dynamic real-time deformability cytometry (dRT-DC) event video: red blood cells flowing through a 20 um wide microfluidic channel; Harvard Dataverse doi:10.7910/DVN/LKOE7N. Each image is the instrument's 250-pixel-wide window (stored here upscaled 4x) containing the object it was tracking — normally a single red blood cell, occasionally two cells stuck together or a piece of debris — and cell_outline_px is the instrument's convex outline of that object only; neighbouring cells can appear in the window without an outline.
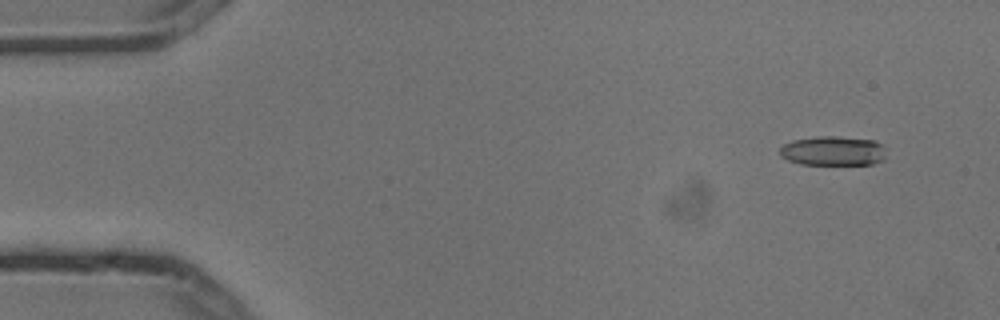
{"species": "common noctule bat (a hibernating species)", "species_latin": "Nyctalus noctula", "temperature_condition": "cold", "stored_images_in_passage": 8, "camera_frame_rate_fps": 3000, "um_per_image_px": 0.085, "animal": {"sex": "male", "body_mass_g": 13.3}, "frame": {"image": 1, "passage_image": 2, "time_ms": 0.333, "image_size_px": [1000, 320], "cell_outline_px": [[884, 160], [872, 164], [800, 164], [788, 160], [780, 156], [780, 148], [784, 144], [792, 140], [820, 136], [836, 136], [872, 140], [880, 144], [884, 148]], "centroid_in_image_um": [70.78, 12.83], "position_along_channel_um": 14.2, "area_um2": 18.15}}
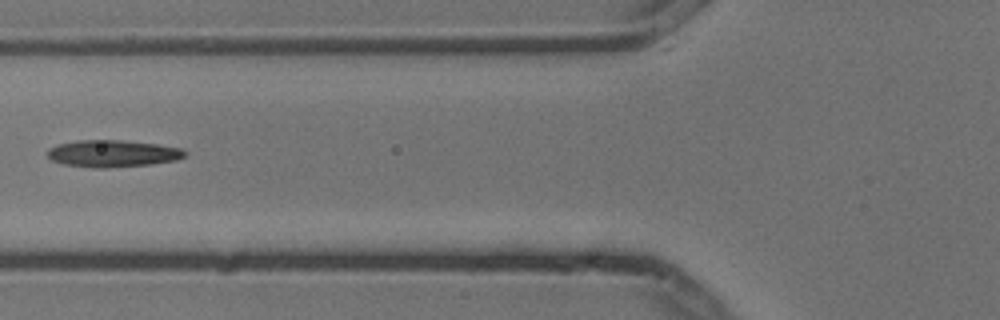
{"frame": {"image": 2, "passage_image": 7, "time_ms": 2.0, "image_size_px": [1000, 320], "cell_outline_px": [[188, 152], [184, 156], [176, 160], [148, 164], [108, 168], [92, 168], [64, 164], [52, 160], [48, 156], [48, 148], [60, 144], [76, 140], [120, 140], [156, 144], [180, 148]], "centroid_in_image_um": [9.56, 13.05], "position_along_channel_um": 116.2, "area_um2": 21.44}}
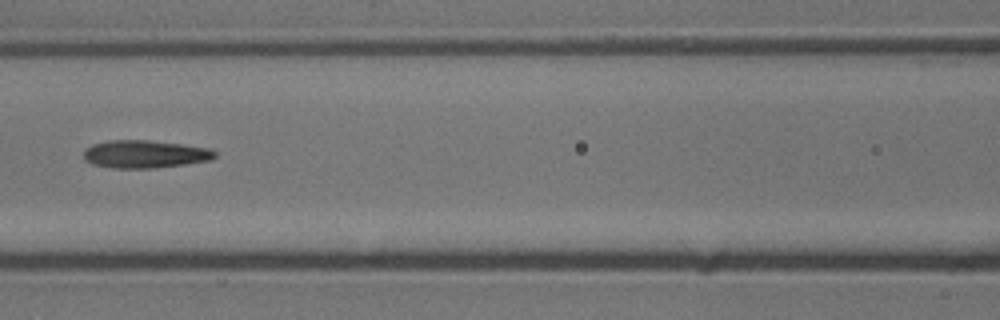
{"frame": {"image": 3, "passage_image": 8, "time_ms": 2.333, "image_size_px": [1000, 320], "cell_outline_px": [[216, 156], [212, 160], [184, 164], [152, 168], [112, 168], [92, 164], [84, 160], [84, 148], [92, 144], [112, 140], [148, 140], [212, 148], [216, 152]], "centroid_in_image_um": [12.31, 13.1], "position_along_channel_um": 154.3, "area_um2": 21.33}}